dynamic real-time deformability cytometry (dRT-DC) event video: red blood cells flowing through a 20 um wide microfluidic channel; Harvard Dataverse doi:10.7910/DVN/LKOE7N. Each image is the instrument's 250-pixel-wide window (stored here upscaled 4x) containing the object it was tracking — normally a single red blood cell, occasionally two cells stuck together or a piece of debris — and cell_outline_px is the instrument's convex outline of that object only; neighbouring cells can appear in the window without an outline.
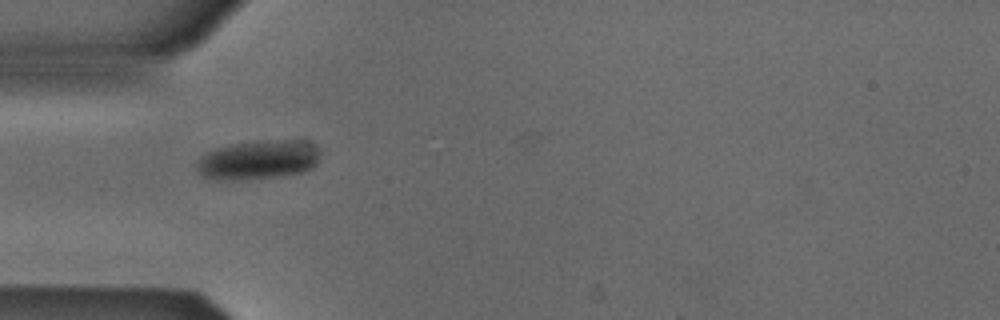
{"species": "Egyptian fruit bat (a non-hibernating species)", "species_latin": "Rousettus aegyptiacus", "temperature_condition": "cold", "stored_images_in_passage": 35, "camera_frame_rate_fps": 3000, "um_per_image_px": 0.085, "animal": {"sex": "male"}, "frame": {"image": 1, "passage_image": 1, "time_ms": 0.0, "image_size_px": [1000, 320], "cell_outline_px": [[320, 152], [316, 164], [312, 168], [300, 172], [280, 176], [220, 180], [216, 180], [204, 176], [196, 168], [196, 160], [200, 156], [216, 148], [232, 144], [268, 140], [304, 140], [312, 144]], "centroid_in_image_um": [21.94, 13.57], "position_along_channel_um": 63.1, "area_um2": 27.86}}
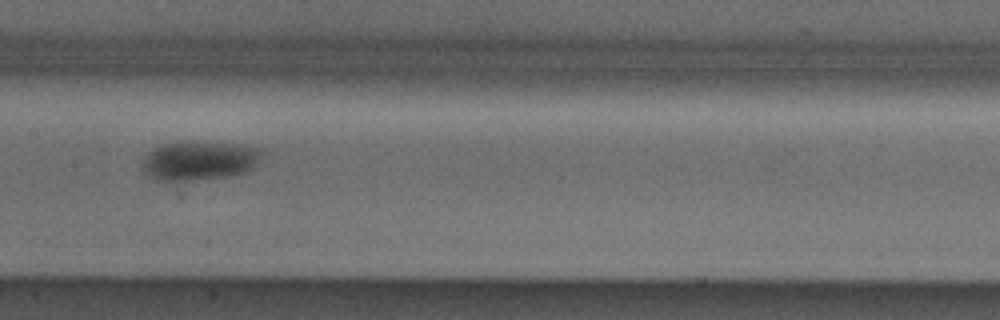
{"frame": {"image": 2, "passage_image": 11, "time_ms": 3.333, "image_size_px": [1000, 320], "cell_outline_px": [[260, 152], [252, 168], [248, 172], [228, 176], [192, 180], [156, 180], [148, 176], [144, 172], [144, 156], [148, 152], [160, 144], [180, 140], [192, 140], [240, 144], [260, 148]], "centroid_in_image_um": [16.89, 13.61], "position_along_channel_um": 190.5, "area_um2": 27.46}}
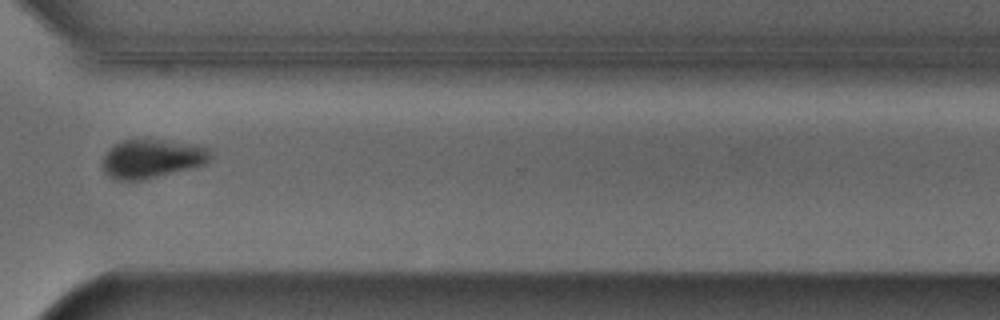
{"frame": {"image": 3, "passage_image": 24, "time_ms": 7.667, "image_size_px": [1000, 320], "cell_outline_px": [[212, 156], [204, 164], [192, 168], [140, 180], [116, 180], [108, 176], [104, 172], [104, 156], [120, 140], [132, 136], [148, 136], [196, 144], [212, 148]], "centroid_in_image_um": [12.95, 13.41], "position_along_channel_um": 357.6, "area_um2": 25.32}, "authors_computed_cell_mechanics": {"area_um2": 27.455, "velocity_mm_per_s": 3.8633, "shape_relaxation_time_tau1_ms": 3.1145, "shape_relaxation_time_tau2_ms": null, "deformation_change_tau1": 0.0668, "deformation_change_tau2": null}}